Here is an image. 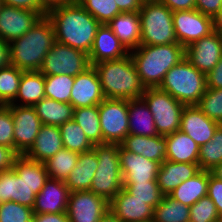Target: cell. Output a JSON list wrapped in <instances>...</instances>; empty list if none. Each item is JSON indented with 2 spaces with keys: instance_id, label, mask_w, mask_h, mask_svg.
<instances>
[{
  "instance_id": "4fadbf2b",
  "label": "cell",
  "mask_w": 222,
  "mask_h": 222,
  "mask_svg": "<svg viewBox=\"0 0 222 222\" xmlns=\"http://www.w3.org/2000/svg\"><path fill=\"white\" fill-rule=\"evenodd\" d=\"M109 211V202L90 190L70 192L67 204L69 222H99Z\"/></svg>"
},
{
  "instance_id": "6125c7cd",
  "label": "cell",
  "mask_w": 222,
  "mask_h": 222,
  "mask_svg": "<svg viewBox=\"0 0 222 222\" xmlns=\"http://www.w3.org/2000/svg\"><path fill=\"white\" fill-rule=\"evenodd\" d=\"M142 2H151V1H158V0H141Z\"/></svg>"
},
{
  "instance_id": "cb8c5ba5",
  "label": "cell",
  "mask_w": 222,
  "mask_h": 222,
  "mask_svg": "<svg viewBox=\"0 0 222 222\" xmlns=\"http://www.w3.org/2000/svg\"><path fill=\"white\" fill-rule=\"evenodd\" d=\"M63 148L60 127L42 124L33 145L24 156L44 163Z\"/></svg>"
},
{
  "instance_id": "ffe728a7",
  "label": "cell",
  "mask_w": 222,
  "mask_h": 222,
  "mask_svg": "<svg viewBox=\"0 0 222 222\" xmlns=\"http://www.w3.org/2000/svg\"><path fill=\"white\" fill-rule=\"evenodd\" d=\"M129 55V51L115 36L107 24H101L96 32L92 48L88 54L90 65L103 61L119 60Z\"/></svg>"
},
{
  "instance_id": "74e56055",
  "label": "cell",
  "mask_w": 222,
  "mask_h": 222,
  "mask_svg": "<svg viewBox=\"0 0 222 222\" xmlns=\"http://www.w3.org/2000/svg\"><path fill=\"white\" fill-rule=\"evenodd\" d=\"M222 163V124L214 132L211 141L199 148L198 165L201 170L210 171Z\"/></svg>"
},
{
  "instance_id": "9a60e30c",
  "label": "cell",
  "mask_w": 222,
  "mask_h": 222,
  "mask_svg": "<svg viewBox=\"0 0 222 222\" xmlns=\"http://www.w3.org/2000/svg\"><path fill=\"white\" fill-rule=\"evenodd\" d=\"M42 16L32 10L3 5L0 9V39L10 43L30 30Z\"/></svg>"
},
{
  "instance_id": "484cf974",
  "label": "cell",
  "mask_w": 222,
  "mask_h": 222,
  "mask_svg": "<svg viewBox=\"0 0 222 222\" xmlns=\"http://www.w3.org/2000/svg\"><path fill=\"white\" fill-rule=\"evenodd\" d=\"M120 146L128 152L140 154L160 164L166 160V138L161 135L148 137L129 134Z\"/></svg>"
},
{
  "instance_id": "94428289",
  "label": "cell",
  "mask_w": 222,
  "mask_h": 222,
  "mask_svg": "<svg viewBox=\"0 0 222 222\" xmlns=\"http://www.w3.org/2000/svg\"><path fill=\"white\" fill-rule=\"evenodd\" d=\"M222 22V3H221V10H220V23Z\"/></svg>"
},
{
  "instance_id": "7c38bea8",
  "label": "cell",
  "mask_w": 222,
  "mask_h": 222,
  "mask_svg": "<svg viewBox=\"0 0 222 222\" xmlns=\"http://www.w3.org/2000/svg\"><path fill=\"white\" fill-rule=\"evenodd\" d=\"M12 114L14 123L15 152L24 155L33 145L41 128V120L34 107L5 105Z\"/></svg>"
},
{
  "instance_id": "f546056e",
  "label": "cell",
  "mask_w": 222,
  "mask_h": 222,
  "mask_svg": "<svg viewBox=\"0 0 222 222\" xmlns=\"http://www.w3.org/2000/svg\"><path fill=\"white\" fill-rule=\"evenodd\" d=\"M129 134L156 136L154 117L142 98L128 100Z\"/></svg>"
},
{
  "instance_id": "3957f363",
  "label": "cell",
  "mask_w": 222,
  "mask_h": 222,
  "mask_svg": "<svg viewBox=\"0 0 222 222\" xmlns=\"http://www.w3.org/2000/svg\"><path fill=\"white\" fill-rule=\"evenodd\" d=\"M129 54L143 85L157 88L166 73L185 58V48L181 44L140 45Z\"/></svg>"
},
{
  "instance_id": "c3c4849f",
  "label": "cell",
  "mask_w": 222,
  "mask_h": 222,
  "mask_svg": "<svg viewBox=\"0 0 222 222\" xmlns=\"http://www.w3.org/2000/svg\"><path fill=\"white\" fill-rule=\"evenodd\" d=\"M222 0H196L195 9L204 15L214 18L220 24V10Z\"/></svg>"
},
{
  "instance_id": "816d5d0a",
  "label": "cell",
  "mask_w": 222,
  "mask_h": 222,
  "mask_svg": "<svg viewBox=\"0 0 222 222\" xmlns=\"http://www.w3.org/2000/svg\"><path fill=\"white\" fill-rule=\"evenodd\" d=\"M207 88H222V57L218 64L206 75Z\"/></svg>"
},
{
  "instance_id": "9c48e42d",
  "label": "cell",
  "mask_w": 222,
  "mask_h": 222,
  "mask_svg": "<svg viewBox=\"0 0 222 222\" xmlns=\"http://www.w3.org/2000/svg\"><path fill=\"white\" fill-rule=\"evenodd\" d=\"M90 66L87 53L55 42L45 55L39 72L44 76L65 74L75 77Z\"/></svg>"
},
{
  "instance_id": "ba28073f",
  "label": "cell",
  "mask_w": 222,
  "mask_h": 222,
  "mask_svg": "<svg viewBox=\"0 0 222 222\" xmlns=\"http://www.w3.org/2000/svg\"><path fill=\"white\" fill-rule=\"evenodd\" d=\"M141 98L148 105L154 117L158 135L166 136L180 130L181 114L184 104L177 101L166 91L146 88Z\"/></svg>"
},
{
  "instance_id": "44dd1931",
  "label": "cell",
  "mask_w": 222,
  "mask_h": 222,
  "mask_svg": "<svg viewBox=\"0 0 222 222\" xmlns=\"http://www.w3.org/2000/svg\"><path fill=\"white\" fill-rule=\"evenodd\" d=\"M70 191L65 181L48 178L36 195L34 214L63 213L67 211Z\"/></svg>"
},
{
  "instance_id": "52a82bcc",
  "label": "cell",
  "mask_w": 222,
  "mask_h": 222,
  "mask_svg": "<svg viewBox=\"0 0 222 222\" xmlns=\"http://www.w3.org/2000/svg\"><path fill=\"white\" fill-rule=\"evenodd\" d=\"M140 45L179 44L173 25V12L159 1L143 2Z\"/></svg>"
},
{
  "instance_id": "f35d334b",
  "label": "cell",
  "mask_w": 222,
  "mask_h": 222,
  "mask_svg": "<svg viewBox=\"0 0 222 222\" xmlns=\"http://www.w3.org/2000/svg\"><path fill=\"white\" fill-rule=\"evenodd\" d=\"M23 71L12 64L0 68V104H11L18 93Z\"/></svg>"
},
{
  "instance_id": "6da1fadb",
  "label": "cell",
  "mask_w": 222,
  "mask_h": 222,
  "mask_svg": "<svg viewBox=\"0 0 222 222\" xmlns=\"http://www.w3.org/2000/svg\"><path fill=\"white\" fill-rule=\"evenodd\" d=\"M53 24L56 42L89 54L101 25L77 1H69L46 15Z\"/></svg>"
},
{
  "instance_id": "e7e4bbea",
  "label": "cell",
  "mask_w": 222,
  "mask_h": 222,
  "mask_svg": "<svg viewBox=\"0 0 222 222\" xmlns=\"http://www.w3.org/2000/svg\"><path fill=\"white\" fill-rule=\"evenodd\" d=\"M3 5H4V4H3V1L0 0V9L2 8Z\"/></svg>"
},
{
  "instance_id": "8fae6325",
  "label": "cell",
  "mask_w": 222,
  "mask_h": 222,
  "mask_svg": "<svg viewBox=\"0 0 222 222\" xmlns=\"http://www.w3.org/2000/svg\"><path fill=\"white\" fill-rule=\"evenodd\" d=\"M172 19L177 41L184 48L210 35L218 28L214 18L204 15L196 9L175 11Z\"/></svg>"
},
{
  "instance_id": "f5cc1de1",
  "label": "cell",
  "mask_w": 222,
  "mask_h": 222,
  "mask_svg": "<svg viewBox=\"0 0 222 222\" xmlns=\"http://www.w3.org/2000/svg\"><path fill=\"white\" fill-rule=\"evenodd\" d=\"M166 5L172 12L183 10H194L196 0H158Z\"/></svg>"
},
{
  "instance_id": "d590c367",
  "label": "cell",
  "mask_w": 222,
  "mask_h": 222,
  "mask_svg": "<svg viewBox=\"0 0 222 222\" xmlns=\"http://www.w3.org/2000/svg\"><path fill=\"white\" fill-rule=\"evenodd\" d=\"M79 157V153L71 151L69 149H61L51 158L44 162L48 177L65 181L73 168L76 167V163Z\"/></svg>"
},
{
  "instance_id": "d6986e66",
  "label": "cell",
  "mask_w": 222,
  "mask_h": 222,
  "mask_svg": "<svg viewBox=\"0 0 222 222\" xmlns=\"http://www.w3.org/2000/svg\"><path fill=\"white\" fill-rule=\"evenodd\" d=\"M220 124L208 118L196 105L185 106L181 114L180 130L199 146L211 141Z\"/></svg>"
},
{
  "instance_id": "1f68e13d",
  "label": "cell",
  "mask_w": 222,
  "mask_h": 222,
  "mask_svg": "<svg viewBox=\"0 0 222 222\" xmlns=\"http://www.w3.org/2000/svg\"><path fill=\"white\" fill-rule=\"evenodd\" d=\"M42 124L60 127L73 119L74 107L70 103L58 102L44 97L33 106Z\"/></svg>"
},
{
  "instance_id": "8992f818",
  "label": "cell",
  "mask_w": 222,
  "mask_h": 222,
  "mask_svg": "<svg viewBox=\"0 0 222 222\" xmlns=\"http://www.w3.org/2000/svg\"><path fill=\"white\" fill-rule=\"evenodd\" d=\"M120 144L94 145L98 167L94 174L90 191L110 202L123 188L120 169Z\"/></svg>"
},
{
  "instance_id": "ee69618b",
  "label": "cell",
  "mask_w": 222,
  "mask_h": 222,
  "mask_svg": "<svg viewBox=\"0 0 222 222\" xmlns=\"http://www.w3.org/2000/svg\"><path fill=\"white\" fill-rule=\"evenodd\" d=\"M189 222H219L220 218L216 205L205 196L190 207Z\"/></svg>"
},
{
  "instance_id": "83f0119b",
  "label": "cell",
  "mask_w": 222,
  "mask_h": 222,
  "mask_svg": "<svg viewBox=\"0 0 222 222\" xmlns=\"http://www.w3.org/2000/svg\"><path fill=\"white\" fill-rule=\"evenodd\" d=\"M166 138V160L198 163L200 146L181 130L164 136Z\"/></svg>"
},
{
  "instance_id": "d4e9b609",
  "label": "cell",
  "mask_w": 222,
  "mask_h": 222,
  "mask_svg": "<svg viewBox=\"0 0 222 222\" xmlns=\"http://www.w3.org/2000/svg\"><path fill=\"white\" fill-rule=\"evenodd\" d=\"M107 25L129 52L140 46L141 20L138 12H121Z\"/></svg>"
},
{
  "instance_id": "603a6c76",
  "label": "cell",
  "mask_w": 222,
  "mask_h": 222,
  "mask_svg": "<svg viewBox=\"0 0 222 222\" xmlns=\"http://www.w3.org/2000/svg\"><path fill=\"white\" fill-rule=\"evenodd\" d=\"M201 169L198 163L173 162L165 160L161 163L157 183L164 195H168L183 181L196 175Z\"/></svg>"
},
{
  "instance_id": "7dc6e473",
  "label": "cell",
  "mask_w": 222,
  "mask_h": 222,
  "mask_svg": "<svg viewBox=\"0 0 222 222\" xmlns=\"http://www.w3.org/2000/svg\"><path fill=\"white\" fill-rule=\"evenodd\" d=\"M207 196L216 205L217 212L222 219V180L214 177L209 171Z\"/></svg>"
},
{
  "instance_id": "7a4b0ae2",
  "label": "cell",
  "mask_w": 222,
  "mask_h": 222,
  "mask_svg": "<svg viewBox=\"0 0 222 222\" xmlns=\"http://www.w3.org/2000/svg\"><path fill=\"white\" fill-rule=\"evenodd\" d=\"M55 42L53 24L43 16L26 34L9 43L10 64L22 71H39Z\"/></svg>"
},
{
  "instance_id": "db71d44e",
  "label": "cell",
  "mask_w": 222,
  "mask_h": 222,
  "mask_svg": "<svg viewBox=\"0 0 222 222\" xmlns=\"http://www.w3.org/2000/svg\"><path fill=\"white\" fill-rule=\"evenodd\" d=\"M32 222H69L66 212L34 214Z\"/></svg>"
},
{
  "instance_id": "5b68a950",
  "label": "cell",
  "mask_w": 222,
  "mask_h": 222,
  "mask_svg": "<svg viewBox=\"0 0 222 222\" xmlns=\"http://www.w3.org/2000/svg\"><path fill=\"white\" fill-rule=\"evenodd\" d=\"M185 106L197 105L206 91V75L186 58L173 66L159 86Z\"/></svg>"
},
{
  "instance_id": "4dcf8cb0",
  "label": "cell",
  "mask_w": 222,
  "mask_h": 222,
  "mask_svg": "<svg viewBox=\"0 0 222 222\" xmlns=\"http://www.w3.org/2000/svg\"><path fill=\"white\" fill-rule=\"evenodd\" d=\"M209 171L200 170L196 175L183 181L168 195L191 207L201 198L207 196Z\"/></svg>"
},
{
  "instance_id": "681fc988",
  "label": "cell",
  "mask_w": 222,
  "mask_h": 222,
  "mask_svg": "<svg viewBox=\"0 0 222 222\" xmlns=\"http://www.w3.org/2000/svg\"><path fill=\"white\" fill-rule=\"evenodd\" d=\"M4 5L13 6L38 12L42 17L47 13L42 9L38 0H2Z\"/></svg>"
},
{
  "instance_id": "f1b7e54d",
  "label": "cell",
  "mask_w": 222,
  "mask_h": 222,
  "mask_svg": "<svg viewBox=\"0 0 222 222\" xmlns=\"http://www.w3.org/2000/svg\"><path fill=\"white\" fill-rule=\"evenodd\" d=\"M44 97H46L44 75L39 71H23L17 96L11 104L33 107Z\"/></svg>"
},
{
  "instance_id": "2e32d148",
  "label": "cell",
  "mask_w": 222,
  "mask_h": 222,
  "mask_svg": "<svg viewBox=\"0 0 222 222\" xmlns=\"http://www.w3.org/2000/svg\"><path fill=\"white\" fill-rule=\"evenodd\" d=\"M119 157L123 185H130L132 182L157 181L161 165L159 162L147 159L140 154L128 152L121 146Z\"/></svg>"
},
{
  "instance_id": "5bb4252c",
  "label": "cell",
  "mask_w": 222,
  "mask_h": 222,
  "mask_svg": "<svg viewBox=\"0 0 222 222\" xmlns=\"http://www.w3.org/2000/svg\"><path fill=\"white\" fill-rule=\"evenodd\" d=\"M222 57V32L217 28L185 48V58L200 72L207 75Z\"/></svg>"
},
{
  "instance_id": "11a10c76",
  "label": "cell",
  "mask_w": 222,
  "mask_h": 222,
  "mask_svg": "<svg viewBox=\"0 0 222 222\" xmlns=\"http://www.w3.org/2000/svg\"><path fill=\"white\" fill-rule=\"evenodd\" d=\"M121 12H139L143 2L141 0H115Z\"/></svg>"
},
{
  "instance_id": "277c9868",
  "label": "cell",
  "mask_w": 222,
  "mask_h": 222,
  "mask_svg": "<svg viewBox=\"0 0 222 222\" xmlns=\"http://www.w3.org/2000/svg\"><path fill=\"white\" fill-rule=\"evenodd\" d=\"M107 99H139L145 93L130 54L119 60L103 61L93 65Z\"/></svg>"
},
{
  "instance_id": "ac0fdd59",
  "label": "cell",
  "mask_w": 222,
  "mask_h": 222,
  "mask_svg": "<svg viewBox=\"0 0 222 222\" xmlns=\"http://www.w3.org/2000/svg\"><path fill=\"white\" fill-rule=\"evenodd\" d=\"M109 209L122 222H152L154 208L144 200L134 198L125 188L109 202Z\"/></svg>"
},
{
  "instance_id": "bcb514c9",
  "label": "cell",
  "mask_w": 222,
  "mask_h": 222,
  "mask_svg": "<svg viewBox=\"0 0 222 222\" xmlns=\"http://www.w3.org/2000/svg\"><path fill=\"white\" fill-rule=\"evenodd\" d=\"M14 123L11 111L4 105L0 106V145L15 151Z\"/></svg>"
},
{
  "instance_id": "7402d4cb",
  "label": "cell",
  "mask_w": 222,
  "mask_h": 222,
  "mask_svg": "<svg viewBox=\"0 0 222 222\" xmlns=\"http://www.w3.org/2000/svg\"><path fill=\"white\" fill-rule=\"evenodd\" d=\"M36 194L27 181L12 169L0 172L1 202H17L29 208L35 205Z\"/></svg>"
},
{
  "instance_id": "680465c9",
  "label": "cell",
  "mask_w": 222,
  "mask_h": 222,
  "mask_svg": "<svg viewBox=\"0 0 222 222\" xmlns=\"http://www.w3.org/2000/svg\"><path fill=\"white\" fill-rule=\"evenodd\" d=\"M99 222H122L110 209Z\"/></svg>"
},
{
  "instance_id": "b9f144b4",
  "label": "cell",
  "mask_w": 222,
  "mask_h": 222,
  "mask_svg": "<svg viewBox=\"0 0 222 222\" xmlns=\"http://www.w3.org/2000/svg\"><path fill=\"white\" fill-rule=\"evenodd\" d=\"M134 198L144 200L148 205L155 208L164 197L159 189L157 181L132 182L130 185H123Z\"/></svg>"
},
{
  "instance_id": "f6af8a7d",
  "label": "cell",
  "mask_w": 222,
  "mask_h": 222,
  "mask_svg": "<svg viewBox=\"0 0 222 222\" xmlns=\"http://www.w3.org/2000/svg\"><path fill=\"white\" fill-rule=\"evenodd\" d=\"M33 209L17 202H2L0 206V222H32Z\"/></svg>"
},
{
  "instance_id": "9f6ffc18",
  "label": "cell",
  "mask_w": 222,
  "mask_h": 222,
  "mask_svg": "<svg viewBox=\"0 0 222 222\" xmlns=\"http://www.w3.org/2000/svg\"><path fill=\"white\" fill-rule=\"evenodd\" d=\"M10 64L9 43L0 39V68Z\"/></svg>"
},
{
  "instance_id": "be15d7a7",
  "label": "cell",
  "mask_w": 222,
  "mask_h": 222,
  "mask_svg": "<svg viewBox=\"0 0 222 222\" xmlns=\"http://www.w3.org/2000/svg\"><path fill=\"white\" fill-rule=\"evenodd\" d=\"M218 28L221 30L222 32V22L218 25Z\"/></svg>"
},
{
  "instance_id": "60d3db41",
  "label": "cell",
  "mask_w": 222,
  "mask_h": 222,
  "mask_svg": "<svg viewBox=\"0 0 222 222\" xmlns=\"http://www.w3.org/2000/svg\"><path fill=\"white\" fill-rule=\"evenodd\" d=\"M101 24L109 23L121 13L115 0H77Z\"/></svg>"
},
{
  "instance_id": "91938a15",
  "label": "cell",
  "mask_w": 222,
  "mask_h": 222,
  "mask_svg": "<svg viewBox=\"0 0 222 222\" xmlns=\"http://www.w3.org/2000/svg\"><path fill=\"white\" fill-rule=\"evenodd\" d=\"M210 173L214 177L222 180V163H220L219 165L215 166L212 170H210Z\"/></svg>"
},
{
  "instance_id": "e0dca14e",
  "label": "cell",
  "mask_w": 222,
  "mask_h": 222,
  "mask_svg": "<svg viewBox=\"0 0 222 222\" xmlns=\"http://www.w3.org/2000/svg\"><path fill=\"white\" fill-rule=\"evenodd\" d=\"M104 99L101 83L93 65L75 76L70 96V104L74 109L99 105Z\"/></svg>"
},
{
  "instance_id": "e575fe53",
  "label": "cell",
  "mask_w": 222,
  "mask_h": 222,
  "mask_svg": "<svg viewBox=\"0 0 222 222\" xmlns=\"http://www.w3.org/2000/svg\"><path fill=\"white\" fill-rule=\"evenodd\" d=\"M190 207L164 195L154 208L152 222H189Z\"/></svg>"
},
{
  "instance_id": "30bf717a",
  "label": "cell",
  "mask_w": 222,
  "mask_h": 222,
  "mask_svg": "<svg viewBox=\"0 0 222 222\" xmlns=\"http://www.w3.org/2000/svg\"><path fill=\"white\" fill-rule=\"evenodd\" d=\"M98 111L102 144H120L129 135L128 100L105 98Z\"/></svg>"
},
{
  "instance_id": "4316f807",
  "label": "cell",
  "mask_w": 222,
  "mask_h": 222,
  "mask_svg": "<svg viewBox=\"0 0 222 222\" xmlns=\"http://www.w3.org/2000/svg\"><path fill=\"white\" fill-rule=\"evenodd\" d=\"M98 167V158L94 149L79 153L76 167L73 168L65 184L70 192L90 190L94 174Z\"/></svg>"
},
{
  "instance_id": "7bdbcfd3",
  "label": "cell",
  "mask_w": 222,
  "mask_h": 222,
  "mask_svg": "<svg viewBox=\"0 0 222 222\" xmlns=\"http://www.w3.org/2000/svg\"><path fill=\"white\" fill-rule=\"evenodd\" d=\"M208 118L222 124V88H206L196 105Z\"/></svg>"
},
{
  "instance_id": "f907efd6",
  "label": "cell",
  "mask_w": 222,
  "mask_h": 222,
  "mask_svg": "<svg viewBox=\"0 0 222 222\" xmlns=\"http://www.w3.org/2000/svg\"><path fill=\"white\" fill-rule=\"evenodd\" d=\"M18 156L12 148L0 145V172L12 169Z\"/></svg>"
},
{
  "instance_id": "836d02e7",
  "label": "cell",
  "mask_w": 222,
  "mask_h": 222,
  "mask_svg": "<svg viewBox=\"0 0 222 222\" xmlns=\"http://www.w3.org/2000/svg\"><path fill=\"white\" fill-rule=\"evenodd\" d=\"M73 120L82 128L93 145L102 144L98 105L74 109Z\"/></svg>"
},
{
  "instance_id": "ab89813d",
  "label": "cell",
  "mask_w": 222,
  "mask_h": 222,
  "mask_svg": "<svg viewBox=\"0 0 222 222\" xmlns=\"http://www.w3.org/2000/svg\"><path fill=\"white\" fill-rule=\"evenodd\" d=\"M45 77V96L58 102L70 103L71 90L75 81L74 76L48 75Z\"/></svg>"
},
{
  "instance_id": "d6a6232c",
  "label": "cell",
  "mask_w": 222,
  "mask_h": 222,
  "mask_svg": "<svg viewBox=\"0 0 222 222\" xmlns=\"http://www.w3.org/2000/svg\"><path fill=\"white\" fill-rule=\"evenodd\" d=\"M13 170L27 181L36 195L41 191L49 178L44 163L30 160L24 155H19L15 159Z\"/></svg>"
},
{
  "instance_id": "8d00e7d4",
  "label": "cell",
  "mask_w": 222,
  "mask_h": 222,
  "mask_svg": "<svg viewBox=\"0 0 222 222\" xmlns=\"http://www.w3.org/2000/svg\"><path fill=\"white\" fill-rule=\"evenodd\" d=\"M63 147L77 153L93 149L94 145L87 138L82 128L72 119L60 126Z\"/></svg>"
},
{
  "instance_id": "6f0895ef",
  "label": "cell",
  "mask_w": 222,
  "mask_h": 222,
  "mask_svg": "<svg viewBox=\"0 0 222 222\" xmlns=\"http://www.w3.org/2000/svg\"><path fill=\"white\" fill-rule=\"evenodd\" d=\"M42 9L48 13L50 10L60 7L69 2V0H38Z\"/></svg>"
}]
</instances>
